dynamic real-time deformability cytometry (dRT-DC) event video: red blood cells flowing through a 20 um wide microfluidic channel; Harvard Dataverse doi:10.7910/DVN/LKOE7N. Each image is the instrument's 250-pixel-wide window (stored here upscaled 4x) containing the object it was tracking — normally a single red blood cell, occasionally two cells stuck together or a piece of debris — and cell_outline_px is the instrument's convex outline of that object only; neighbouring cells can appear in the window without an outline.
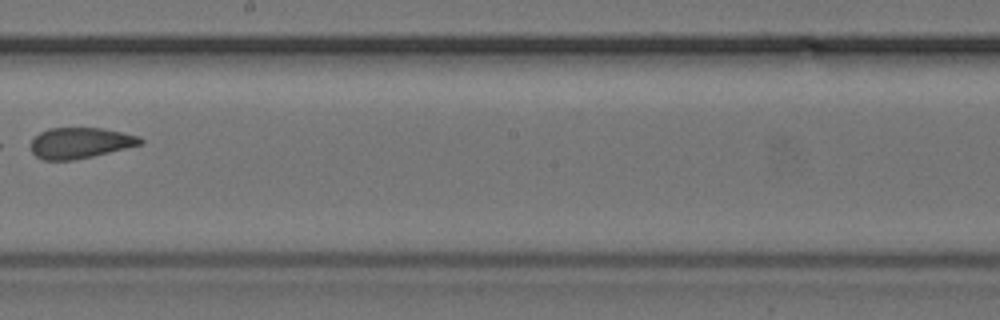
{"species": "common noctule bat (a hibernating species)", "species_latin": "Nyctalus noctula", "temperature_condition": "cold", "stored_images_in_passage": 9, "camera_frame_rate_fps": 3000, "um_per_image_px": 0.085, "animal": {"sex": "female", "body_mass_g": 24.6, "forearm_length_mm": 56.2}, "frame": {"image": 1, "passage_image": 9, "time_ms": 9.667, "image_size_px": [1000, 320], "cell_outline_px": [[144, 144], [92, 156], [72, 160], [44, 160], [36, 156], [32, 152], [32, 140], [40, 132], [48, 128], [104, 128], [140, 136], [144, 140]], "centroid_in_image_um": [6.86, 12.14], "position_along_channel_um": 241.3, "area_um2": 19.65}}